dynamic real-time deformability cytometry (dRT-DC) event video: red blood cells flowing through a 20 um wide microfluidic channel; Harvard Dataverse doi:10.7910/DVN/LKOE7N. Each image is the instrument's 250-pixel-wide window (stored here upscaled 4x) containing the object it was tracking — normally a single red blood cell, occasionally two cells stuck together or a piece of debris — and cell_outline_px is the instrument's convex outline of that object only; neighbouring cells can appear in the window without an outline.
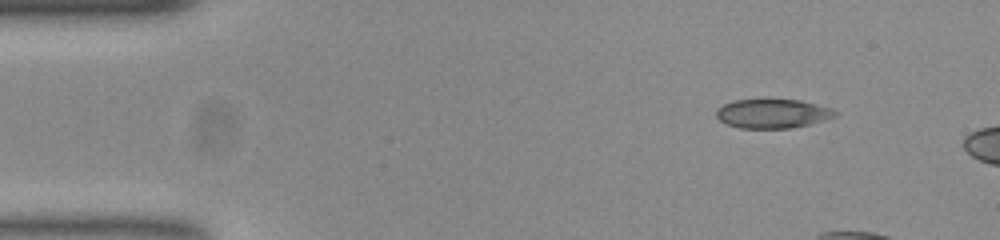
{"species": "common noctule bat (a hibernating species)", "species_latin": "Nyctalus noctula", "temperature_condition": "room temperature", "stored_images_in_passage": 6, "camera_frame_rate_fps": 3000, "um_per_image_px": 0.085, "animal": {"sex": "female", "body_mass_g": 23.0, "forearm_length_mm": 53.4}, "frame": {"image": 1, "passage_image": 1, "time_ms": 0.0, "image_size_px": [1000, 240], "cell_outline_px": [[840, 112], [836, 116], [824, 120], [792, 128], [740, 128], [728, 124], [720, 120], [716, 116], [716, 108], [724, 104], [736, 100], [800, 100], [832, 108]], "centroid_in_image_um": [65.69, 9.66], "position_along_channel_um": 19.3, "area_um2": 20.06}}